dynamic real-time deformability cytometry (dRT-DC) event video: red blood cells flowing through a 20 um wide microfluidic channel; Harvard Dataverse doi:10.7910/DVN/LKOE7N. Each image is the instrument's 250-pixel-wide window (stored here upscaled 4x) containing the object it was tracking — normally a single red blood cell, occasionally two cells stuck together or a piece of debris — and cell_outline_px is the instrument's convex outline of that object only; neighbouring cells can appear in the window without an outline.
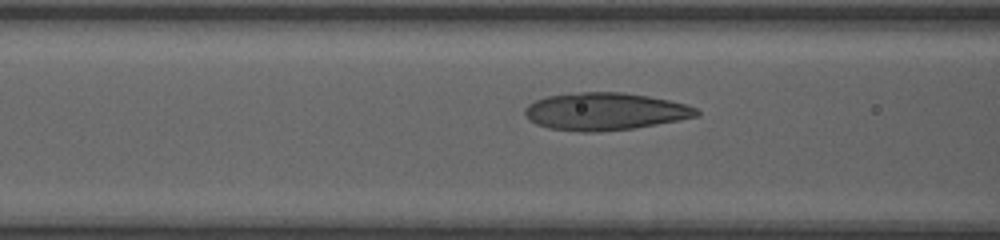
{"species": "human", "species_latin": "Homo sapiens", "temperature_condition": "room temperature", "stored_images_in_passage": 19, "camera_frame_rate_fps": 3000, "um_per_image_px": 0.085, "donor": {"sex": "female"}, "frame": {"image": 1, "passage_image": 17, "time_ms": 5.333, "image_size_px": [1000, 240], "cell_outline_px": [[700, 116], [656, 124], [632, 128], [600, 132], [580, 132], [548, 128], [536, 124], [528, 120], [524, 112], [524, 108], [528, 104], [544, 96], [580, 92], [620, 92], [648, 96], [688, 104], [696, 108], [700, 112]], "centroid_in_image_um": [51.4, 9.47], "position_along_channel_um": 115.2, "area_um2": 37.63}}